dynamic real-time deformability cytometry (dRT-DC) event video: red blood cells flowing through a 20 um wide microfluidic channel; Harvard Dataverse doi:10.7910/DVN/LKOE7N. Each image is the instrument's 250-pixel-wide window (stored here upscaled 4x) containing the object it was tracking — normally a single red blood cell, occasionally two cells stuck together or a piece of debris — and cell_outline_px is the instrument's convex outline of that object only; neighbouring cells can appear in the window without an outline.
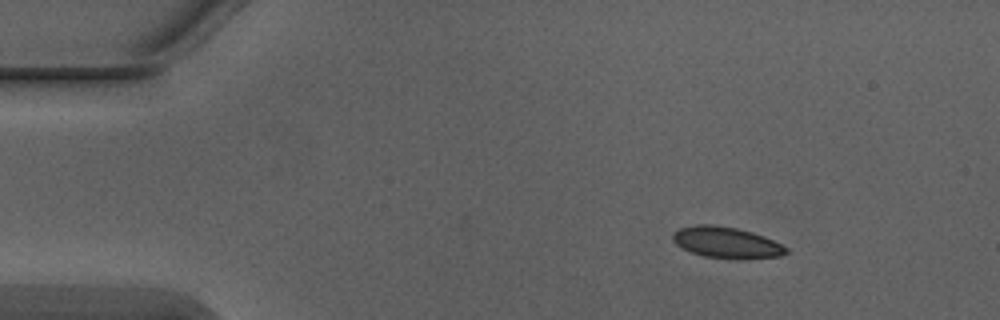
{"species": "Egyptian fruit bat (a non-hibernating species)", "species_latin": "Rousettus aegyptiacus", "temperature_condition": "warm", "stored_images_in_passage": 4, "camera_frame_rate_fps": 3000, "um_per_image_px": 0.085, "animal": {"sex": "male"}, "frame": {"image": 1, "passage_image": 1, "time_ms": 0.0, "image_size_px": [1000, 320], "cell_outline_px": [[788, 252], [780, 256], [704, 256], [692, 252], [676, 244], [672, 240], [672, 232], [680, 228], [696, 224], [712, 224], [736, 228], [752, 232], [764, 236], [788, 248]], "centroid_in_image_um": [61.67, 20.55], "position_along_channel_um": 23.3, "area_um2": 19.59}}